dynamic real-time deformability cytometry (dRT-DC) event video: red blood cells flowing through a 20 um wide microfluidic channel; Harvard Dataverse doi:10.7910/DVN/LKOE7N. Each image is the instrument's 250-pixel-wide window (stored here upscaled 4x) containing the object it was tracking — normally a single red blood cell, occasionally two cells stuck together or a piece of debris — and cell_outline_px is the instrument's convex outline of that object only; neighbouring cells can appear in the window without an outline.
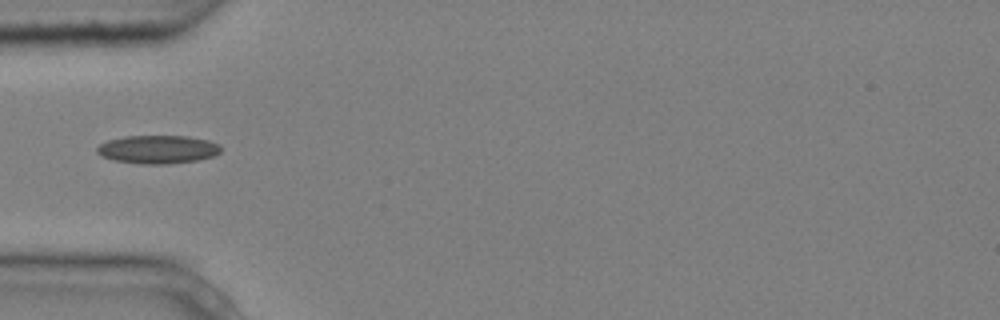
{"species": "common noctule bat (a hibernating species)", "species_latin": "Nyctalus noctula", "temperature_condition": "cold", "stored_images_in_passage": 4, "camera_frame_rate_fps": 3000, "um_per_image_px": 0.085, "animal": {"sex": "male", "body_mass_g": 20.4}, "frame": {"image": 1, "passage_image": 4, "time_ms": 1.0, "image_size_px": [1000, 320], "cell_outline_px": [[220, 152], [216, 156], [196, 160], [168, 164], [144, 164], [116, 160], [100, 156], [96, 152], [96, 148], [100, 144], [108, 140], [124, 136], [188, 136], [208, 140], [220, 144]], "centroid_in_image_um": [13.43, 12.69], "position_along_channel_um": 71.6, "area_um2": 20.46}}